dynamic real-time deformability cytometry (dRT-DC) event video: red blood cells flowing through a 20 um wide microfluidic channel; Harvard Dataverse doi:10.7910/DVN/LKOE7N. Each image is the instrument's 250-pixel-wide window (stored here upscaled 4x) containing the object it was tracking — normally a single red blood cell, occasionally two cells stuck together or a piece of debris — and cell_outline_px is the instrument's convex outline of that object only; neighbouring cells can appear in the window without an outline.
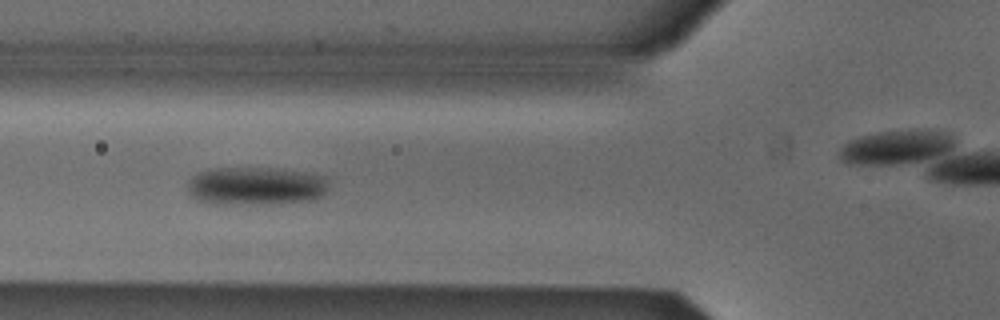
{"species": "Egyptian fruit bat (a non-hibernating species)", "species_latin": "Rousettus aegyptiacus", "temperature_condition": "cold", "stored_images_in_passage": 7, "camera_frame_rate_fps": 3000, "um_per_image_px": 0.085, "animal": {"sex": "male"}, "frame": {"image": 1, "passage_image": 5, "time_ms": 1.333, "image_size_px": [1000, 320], "cell_outline_px": [[328, 188], [320, 196], [308, 200], [268, 204], [212, 204], [196, 200], [188, 192], [188, 184], [192, 176], [196, 172], [216, 168], [272, 168], [300, 172], [324, 176], [328, 184]], "centroid_in_image_um": [21.67, 15.82], "position_along_channel_um": 104.1, "area_um2": 31.33}}
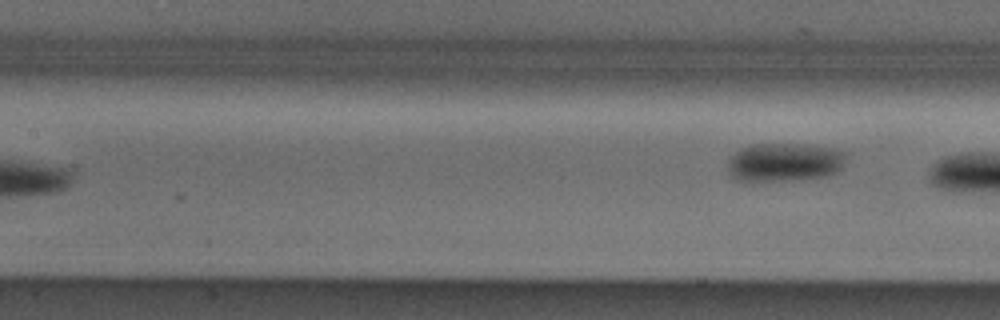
{"frame": {"image": 2, "passage_image": 7, "time_ms": 2.0, "image_size_px": [1000, 320], "cell_outline_px": [[848, 152], [840, 168], [836, 172], [824, 176], [792, 180], [736, 180], [728, 172], [728, 160], [740, 148], [752, 144], [812, 144], [832, 148]], "centroid_in_image_um": [66.68, 13.76], "position_along_channel_um": 140.7, "area_um2": 26.53}}